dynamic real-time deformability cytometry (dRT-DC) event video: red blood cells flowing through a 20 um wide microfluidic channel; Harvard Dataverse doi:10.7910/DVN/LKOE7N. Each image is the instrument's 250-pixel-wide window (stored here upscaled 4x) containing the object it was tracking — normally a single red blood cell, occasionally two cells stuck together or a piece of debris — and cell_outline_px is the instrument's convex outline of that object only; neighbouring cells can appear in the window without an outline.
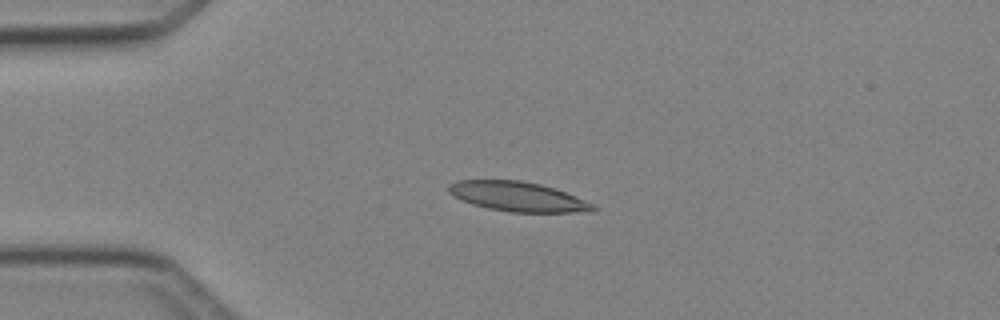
{"species": "Egyptian fruit bat (a non-hibernating species)", "species_latin": "Rousettus aegyptiacus", "temperature_condition": "cold", "stored_images_in_passage": 3, "camera_frame_rate_fps": 3000, "um_per_image_px": 0.085, "animal": {"sex": "female"}, "frame": {"image": 1, "passage_image": 2, "time_ms": 2.0, "image_size_px": [1000, 320], "cell_outline_px": [[600, 208], [592, 212], [508, 212], [488, 208], [472, 204], [448, 192], [448, 184], [456, 180], [520, 180], [540, 184], [556, 188], [596, 204]], "centroid_in_image_um": [44.09, 16.71], "position_along_channel_um": 40.9, "area_um2": 25.14}}